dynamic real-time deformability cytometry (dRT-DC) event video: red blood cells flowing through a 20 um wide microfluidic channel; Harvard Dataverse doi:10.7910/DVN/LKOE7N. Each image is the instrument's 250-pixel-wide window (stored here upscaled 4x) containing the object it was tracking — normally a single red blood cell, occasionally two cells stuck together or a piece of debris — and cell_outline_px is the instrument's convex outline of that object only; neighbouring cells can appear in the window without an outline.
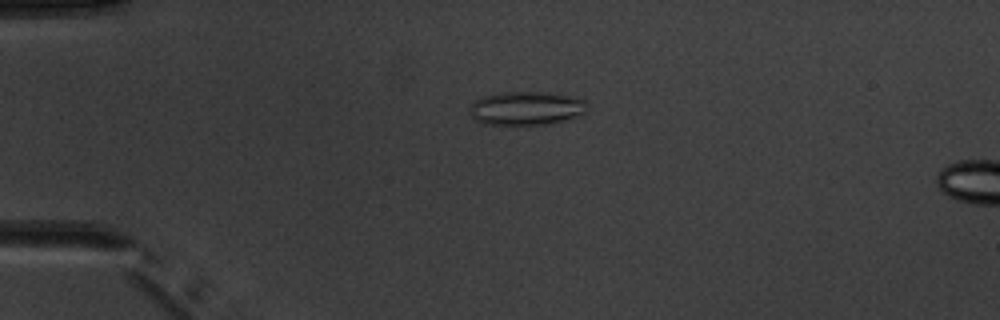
{"species": "common noctule bat (a hibernating species)", "species_latin": "Nyctalus noctula", "temperature_condition": "warm", "stored_images_in_passage": 5, "camera_frame_rate_fps": 3000, "um_per_image_px": 0.085, "animal": {"sex": "male", "body_mass_g": 20.1, "forearm_length_mm": 53.5}, "frame": {"image": 1, "passage_image": 4, "time_ms": 3.333, "image_size_px": [1000, 320], "cell_outline_px": [[588, 104], [584, 112], [580, 116], [572, 120], [548, 124], [484, 124], [476, 120], [468, 112], [468, 108], [476, 100], [484, 96], [500, 92], [544, 92], [568, 96], [584, 100]], "centroid_in_image_um": [44.74, 9.21], "position_along_channel_um": 40.3, "area_um2": 23.12}}